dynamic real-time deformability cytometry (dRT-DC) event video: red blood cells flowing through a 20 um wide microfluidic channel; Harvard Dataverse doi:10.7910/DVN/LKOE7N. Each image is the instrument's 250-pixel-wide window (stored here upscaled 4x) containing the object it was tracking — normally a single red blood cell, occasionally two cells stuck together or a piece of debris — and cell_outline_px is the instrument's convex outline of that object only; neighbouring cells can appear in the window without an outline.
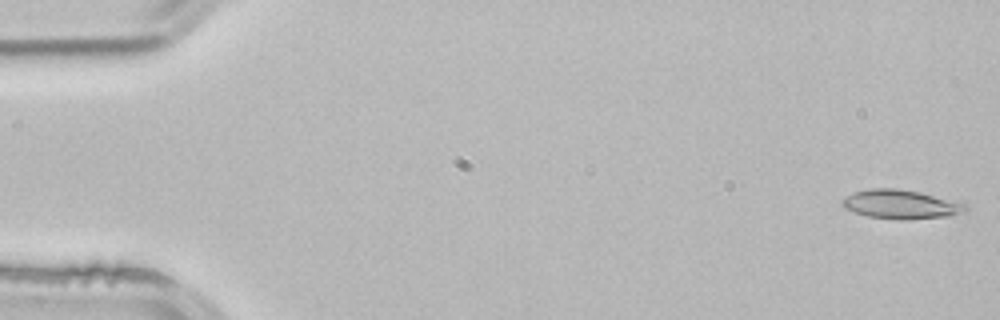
{"species": "common noctule bat (a hibernating species)", "species_latin": "Nyctalus noctula", "temperature_condition": "room temperature", "stored_images_in_passage": 52, "camera_frame_rate_fps": 3000, "um_per_image_px": 0.085, "animal": {"sex": "male", "body_mass_g": 21.5, "forearm_length_mm": 52.0}, "frame": {"image": 1, "passage_image": 1, "time_ms": 0.0, "image_size_px": [1000, 320], "cell_outline_px": [[968, 208], [952, 216], [904, 220], [900, 220], [868, 216], [844, 208], [840, 204], [840, 200], [844, 196], [868, 188], [896, 188], [920, 192], [968, 204]], "centroid_in_image_um": [76.54, 17.36], "position_along_channel_um": 8.5, "area_um2": 20.92}}
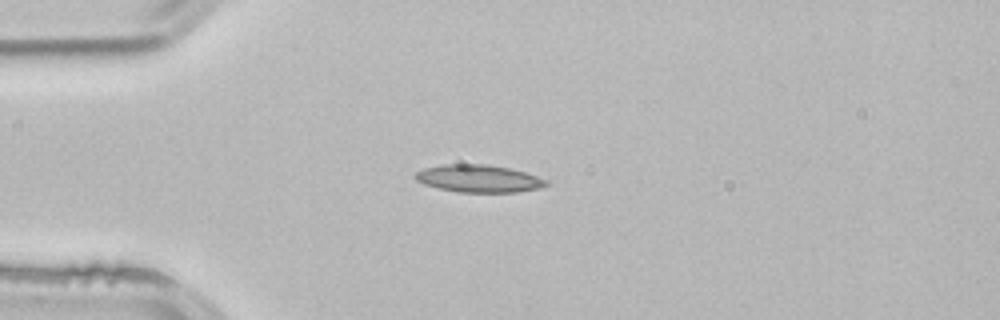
{"frame": {"image": 2, "passage_image": 13, "time_ms": 4.0, "image_size_px": [1000, 320], "cell_outline_px": [[548, 184], [540, 188], [516, 192], [460, 192], [440, 188], [424, 184], [416, 180], [412, 176], [416, 172], [424, 168], [444, 164], [484, 164], [508, 168], [524, 172], [548, 180]], "centroid_in_image_um": [40.67, 15.17], "position_along_channel_um": 44.3, "area_um2": 20.81}}
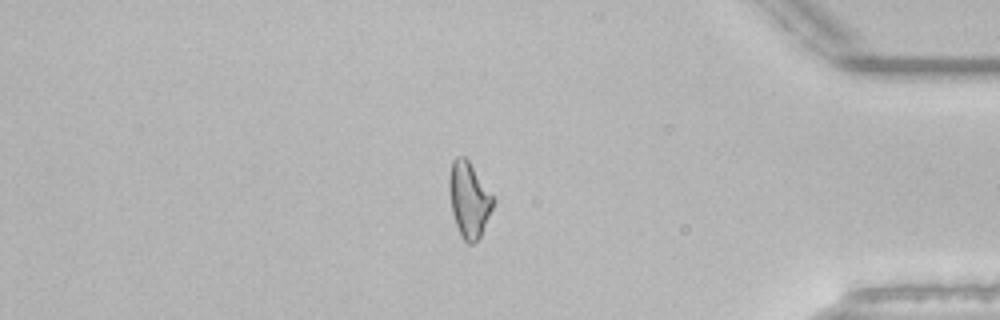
{"frame": {"image": 3, "passage_image": 44, "time_ms": 14.333, "image_size_px": [1000, 320], "cell_outline_px": [[496, 200], [480, 236], [472, 244], [468, 244], [460, 236], [452, 212], [448, 188], [448, 180], [452, 160], [456, 156], [464, 156], [468, 160]], "centroid_in_image_um": [39.85, 16.96], "position_along_channel_um": 395.4, "area_um2": 19.25}, "authors_computed_cell_mechanics": {"area_um2": 19.7965, "velocity_mm_per_s": 3.8898, "shape_relaxation_time_tau1_ms": 9.0771, "shape_relaxation_time_tau2_ms": 4.6689, "deformation_change_tau1": 0.2123, "deformation_change_tau2": 0.1491}}